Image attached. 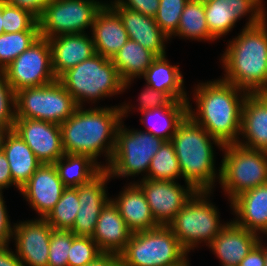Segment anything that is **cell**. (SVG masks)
<instances>
[{
    "mask_svg": "<svg viewBox=\"0 0 267 266\" xmlns=\"http://www.w3.org/2000/svg\"><path fill=\"white\" fill-rule=\"evenodd\" d=\"M122 266H175L188 252L168 226L132 233L125 249L119 254Z\"/></svg>",
    "mask_w": 267,
    "mask_h": 266,
    "instance_id": "obj_8",
    "label": "cell"
},
{
    "mask_svg": "<svg viewBox=\"0 0 267 266\" xmlns=\"http://www.w3.org/2000/svg\"><path fill=\"white\" fill-rule=\"evenodd\" d=\"M120 191L119 196L110 198L132 233L148 231L159 225L153 218L142 189L130 182Z\"/></svg>",
    "mask_w": 267,
    "mask_h": 266,
    "instance_id": "obj_25",
    "label": "cell"
},
{
    "mask_svg": "<svg viewBox=\"0 0 267 266\" xmlns=\"http://www.w3.org/2000/svg\"><path fill=\"white\" fill-rule=\"evenodd\" d=\"M40 31H21L0 35V71H3L38 38Z\"/></svg>",
    "mask_w": 267,
    "mask_h": 266,
    "instance_id": "obj_35",
    "label": "cell"
},
{
    "mask_svg": "<svg viewBox=\"0 0 267 266\" xmlns=\"http://www.w3.org/2000/svg\"><path fill=\"white\" fill-rule=\"evenodd\" d=\"M135 183L142 189L156 223L168 226L176 214L189 202L197 190L189 183L142 178Z\"/></svg>",
    "mask_w": 267,
    "mask_h": 266,
    "instance_id": "obj_14",
    "label": "cell"
},
{
    "mask_svg": "<svg viewBox=\"0 0 267 266\" xmlns=\"http://www.w3.org/2000/svg\"><path fill=\"white\" fill-rule=\"evenodd\" d=\"M122 19L130 40L136 41L157 56L166 55L165 42L170 40L155 22V18L126 7H112Z\"/></svg>",
    "mask_w": 267,
    "mask_h": 266,
    "instance_id": "obj_24",
    "label": "cell"
},
{
    "mask_svg": "<svg viewBox=\"0 0 267 266\" xmlns=\"http://www.w3.org/2000/svg\"><path fill=\"white\" fill-rule=\"evenodd\" d=\"M260 239L259 234L244 229L231 220L208 248L212 249L221 265H239Z\"/></svg>",
    "mask_w": 267,
    "mask_h": 266,
    "instance_id": "obj_23",
    "label": "cell"
},
{
    "mask_svg": "<svg viewBox=\"0 0 267 266\" xmlns=\"http://www.w3.org/2000/svg\"><path fill=\"white\" fill-rule=\"evenodd\" d=\"M8 130L0 126V149L2 147V142L4 139V135L6 134Z\"/></svg>",
    "mask_w": 267,
    "mask_h": 266,
    "instance_id": "obj_49",
    "label": "cell"
},
{
    "mask_svg": "<svg viewBox=\"0 0 267 266\" xmlns=\"http://www.w3.org/2000/svg\"><path fill=\"white\" fill-rule=\"evenodd\" d=\"M156 57L157 55L149 49L128 39L112 59L123 81V92L129 88L136 77L140 78L145 73Z\"/></svg>",
    "mask_w": 267,
    "mask_h": 266,
    "instance_id": "obj_29",
    "label": "cell"
},
{
    "mask_svg": "<svg viewBox=\"0 0 267 266\" xmlns=\"http://www.w3.org/2000/svg\"><path fill=\"white\" fill-rule=\"evenodd\" d=\"M247 94L221 78L198 83L193 93L196 108L188 101L187 115L223 145L237 143Z\"/></svg>",
    "mask_w": 267,
    "mask_h": 266,
    "instance_id": "obj_2",
    "label": "cell"
},
{
    "mask_svg": "<svg viewBox=\"0 0 267 266\" xmlns=\"http://www.w3.org/2000/svg\"><path fill=\"white\" fill-rule=\"evenodd\" d=\"M65 188L55 165L41 164L20 189V193L38 213V218H45L60 200Z\"/></svg>",
    "mask_w": 267,
    "mask_h": 266,
    "instance_id": "obj_18",
    "label": "cell"
},
{
    "mask_svg": "<svg viewBox=\"0 0 267 266\" xmlns=\"http://www.w3.org/2000/svg\"><path fill=\"white\" fill-rule=\"evenodd\" d=\"M160 0H112L111 7H126L144 15L155 17L158 12Z\"/></svg>",
    "mask_w": 267,
    "mask_h": 266,
    "instance_id": "obj_42",
    "label": "cell"
},
{
    "mask_svg": "<svg viewBox=\"0 0 267 266\" xmlns=\"http://www.w3.org/2000/svg\"><path fill=\"white\" fill-rule=\"evenodd\" d=\"M175 266H190L188 257L182 263H179Z\"/></svg>",
    "mask_w": 267,
    "mask_h": 266,
    "instance_id": "obj_51",
    "label": "cell"
},
{
    "mask_svg": "<svg viewBox=\"0 0 267 266\" xmlns=\"http://www.w3.org/2000/svg\"><path fill=\"white\" fill-rule=\"evenodd\" d=\"M107 1L52 0L38 18L40 37L86 33L93 26L96 13Z\"/></svg>",
    "mask_w": 267,
    "mask_h": 266,
    "instance_id": "obj_11",
    "label": "cell"
},
{
    "mask_svg": "<svg viewBox=\"0 0 267 266\" xmlns=\"http://www.w3.org/2000/svg\"><path fill=\"white\" fill-rule=\"evenodd\" d=\"M131 235L132 232L117 207L111 200L108 201L100 212L92 239L102 252L120 254L125 249Z\"/></svg>",
    "mask_w": 267,
    "mask_h": 266,
    "instance_id": "obj_26",
    "label": "cell"
},
{
    "mask_svg": "<svg viewBox=\"0 0 267 266\" xmlns=\"http://www.w3.org/2000/svg\"><path fill=\"white\" fill-rule=\"evenodd\" d=\"M78 187H66L60 200L44 218L53 229L70 230L79 209Z\"/></svg>",
    "mask_w": 267,
    "mask_h": 266,
    "instance_id": "obj_34",
    "label": "cell"
},
{
    "mask_svg": "<svg viewBox=\"0 0 267 266\" xmlns=\"http://www.w3.org/2000/svg\"><path fill=\"white\" fill-rule=\"evenodd\" d=\"M52 0H3L8 5L19 7L31 12L34 16L39 18L44 9Z\"/></svg>",
    "mask_w": 267,
    "mask_h": 266,
    "instance_id": "obj_44",
    "label": "cell"
},
{
    "mask_svg": "<svg viewBox=\"0 0 267 266\" xmlns=\"http://www.w3.org/2000/svg\"><path fill=\"white\" fill-rule=\"evenodd\" d=\"M16 256L24 266H48L52 226L44 218L13 224Z\"/></svg>",
    "mask_w": 267,
    "mask_h": 266,
    "instance_id": "obj_16",
    "label": "cell"
},
{
    "mask_svg": "<svg viewBox=\"0 0 267 266\" xmlns=\"http://www.w3.org/2000/svg\"><path fill=\"white\" fill-rule=\"evenodd\" d=\"M52 70L58 78L66 70L90 59L95 53L92 36L87 33H74L49 39Z\"/></svg>",
    "mask_w": 267,
    "mask_h": 266,
    "instance_id": "obj_22",
    "label": "cell"
},
{
    "mask_svg": "<svg viewBox=\"0 0 267 266\" xmlns=\"http://www.w3.org/2000/svg\"><path fill=\"white\" fill-rule=\"evenodd\" d=\"M238 226L267 235V183L242 192L230 201Z\"/></svg>",
    "mask_w": 267,
    "mask_h": 266,
    "instance_id": "obj_21",
    "label": "cell"
},
{
    "mask_svg": "<svg viewBox=\"0 0 267 266\" xmlns=\"http://www.w3.org/2000/svg\"><path fill=\"white\" fill-rule=\"evenodd\" d=\"M189 0H160L155 22L169 38L177 32L181 14Z\"/></svg>",
    "mask_w": 267,
    "mask_h": 266,
    "instance_id": "obj_37",
    "label": "cell"
},
{
    "mask_svg": "<svg viewBox=\"0 0 267 266\" xmlns=\"http://www.w3.org/2000/svg\"><path fill=\"white\" fill-rule=\"evenodd\" d=\"M111 180L110 173L103 168L89 182L78 187L79 209L73 227L70 229L76 236L94 234L98 217L102 208L110 201L107 196V181Z\"/></svg>",
    "mask_w": 267,
    "mask_h": 266,
    "instance_id": "obj_17",
    "label": "cell"
},
{
    "mask_svg": "<svg viewBox=\"0 0 267 266\" xmlns=\"http://www.w3.org/2000/svg\"><path fill=\"white\" fill-rule=\"evenodd\" d=\"M85 266H122V262L119 254L103 252Z\"/></svg>",
    "mask_w": 267,
    "mask_h": 266,
    "instance_id": "obj_47",
    "label": "cell"
},
{
    "mask_svg": "<svg viewBox=\"0 0 267 266\" xmlns=\"http://www.w3.org/2000/svg\"><path fill=\"white\" fill-rule=\"evenodd\" d=\"M73 241L71 230L53 229L50 237L48 266H68V253Z\"/></svg>",
    "mask_w": 267,
    "mask_h": 266,
    "instance_id": "obj_39",
    "label": "cell"
},
{
    "mask_svg": "<svg viewBox=\"0 0 267 266\" xmlns=\"http://www.w3.org/2000/svg\"><path fill=\"white\" fill-rule=\"evenodd\" d=\"M264 249H265V264H264V266H267V244L264 242Z\"/></svg>",
    "mask_w": 267,
    "mask_h": 266,
    "instance_id": "obj_52",
    "label": "cell"
},
{
    "mask_svg": "<svg viewBox=\"0 0 267 266\" xmlns=\"http://www.w3.org/2000/svg\"><path fill=\"white\" fill-rule=\"evenodd\" d=\"M0 266H24L9 245L0 247Z\"/></svg>",
    "mask_w": 267,
    "mask_h": 266,
    "instance_id": "obj_48",
    "label": "cell"
},
{
    "mask_svg": "<svg viewBox=\"0 0 267 266\" xmlns=\"http://www.w3.org/2000/svg\"><path fill=\"white\" fill-rule=\"evenodd\" d=\"M138 108L140 112L143 110H149L154 108H160L167 106L172 100L161 91L151 88L145 85L141 94L138 97Z\"/></svg>",
    "mask_w": 267,
    "mask_h": 266,
    "instance_id": "obj_41",
    "label": "cell"
},
{
    "mask_svg": "<svg viewBox=\"0 0 267 266\" xmlns=\"http://www.w3.org/2000/svg\"><path fill=\"white\" fill-rule=\"evenodd\" d=\"M145 178L162 181H177L182 178L179 161L171 141H165L154 155Z\"/></svg>",
    "mask_w": 267,
    "mask_h": 266,
    "instance_id": "obj_33",
    "label": "cell"
},
{
    "mask_svg": "<svg viewBox=\"0 0 267 266\" xmlns=\"http://www.w3.org/2000/svg\"><path fill=\"white\" fill-rule=\"evenodd\" d=\"M7 82L14 92L38 87L57 80L52 70L49 40L39 37L4 70Z\"/></svg>",
    "mask_w": 267,
    "mask_h": 266,
    "instance_id": "obj_12",
    "label": "cell"
},
{
    "mask_svg": "<svg viewBox=\"0 0 267 266\" xmlns=\"http://www.w3.org/2000/svg\"><path fill=\"white\" fill-rule=\"evenodd\" d=\"M65 187L77 188L89 182L103 168L88 155L65 153L54 163Z\"/></svg>",
    "mask_w": 267,
    "mask_h": 266,
    "instance_id": "obj_31",
    "label": "cell"
},
{
    "mask_svg": "<svg viewBox=\"0 0 267 266\" xmlns=\"http://www.w3.org/2000/svg\"><path fill=\"white\" fill-rule=\"evenodd\" d=\"M57 80L66 88L78 106L123 93V81L112 59L94 54L62 73ZM84 102V103H83ZM84 104V105H83Z\"/></svg>",
    "mask_w": 267,
    "mask_h": 266,
    "instance_id": "obj_5",
    "label": "cell"
},
{
    "mask_svg": "<svg viewBox=\"0 0 267 266\" xmlns=\"http://www.w3.org/2000/svg\"><path fill=\"white\" fill-rule=\"evenodd\" d=\"M91 32L95 53L108 59H113L129 39L122 19L108 2L96 13Z\"/></svg>",
    "mask_w": 267,
    "mask_h": 266,
    "instance_id": "obj_20",
    "label": "cell"
},
{
    "mask_svg": "<svg viewBox=\"0 0 267 266\" xmlns=\"http://www.w3.org/2000/svg\"><path fill=\"white\" fill-rule=\"evenodd\" d=\"M222 266H238V265H222Z\"/></svg>",
    "mask_w": 267,
    "mask_h": 266,
    "instance_id": "obj_53",
    "label": "cell"
},
{
    "mask_svg": "<svg viewBox=\"0 0 267 266\" xmlns=\"http://www.w3.org/2000/svg\"><path fill=\"white\" fill-rule=\"evenodd\" d=\"M128 104L124 102L117 106L89 109L79 106L60 124L64 152L88 155L102 168H106L114 152L117 128L134 109L132 104ZM101 154L106 158L103 165L97 160Z\"/></svg>",
    "mask_w": 267,
    "mask_h": 266,
    "instance_id": "obj_1",
    "label": "cell"
},
{
    "mask_svg": "<svg viewBox=\"0 0 267 266\" xmlns=\"http://www.w3.org/2000/svg\"><path fill=\"white\" fill-rule=\"evenodd\" d=\"M1 149L8 160L13 185L20 192L41 163L32 149L13 129L8 130L4 135Z\"/></svg>",
    "mask_w": 267,
    "mask_h": 266,
    "instance_id": "obj_27",
    "label": "cell"
},
{
    "mask_svg": "<svg viewBox=\"0 0 267 266\" xmlns=\"http://www.w3.org/2000/svg\"><path fill=\"white\" fill-rule=\"evenodd\" d=\"M237 143L267 151V93H248L242 108L241 130Z\"/></svg>",
    "mask_w": 267,
    "mask_h": 266,
    "instance_id": "obj_19",
    "label": "cell"
},
{
    "mask_svg": "<svg viewBox=\"0 0 267 266\" xmlns=\"http://www.w3.org/2000/svg\"><path fill=\"white\" fill-rule=\"evenodd\" d=\"M220 187L228 201L244 191L267 183V151L250 149L238 143L224 144Z\"/></svg>",
    "mask_w": 267,
    "mask_h": 266,
    "instance_id": "obj_7",
    "label": "cell"
},
{
    "mask_svg": "<svg viewBox=\"0 0 267 266\" xmlns=\"http://www.w3.org/2000/svg\"><path fill=\"white\" fill-rule=\"evenodd\" d=\"M3 191L0 192V247L10 244L12 241L14 226L11 225L10 216L7 213Z\"/></svg>",
    "mask_w": 267,
    "mask_h": 266,
    "instance_id": "obj_43",
    "label": "cell"
},
{
    "mask_svg": "<svg viewBox=\"0 0 267 266\" xmlns=\"http://www.w3.org/2000/svg\"><path fill=\"white\" fill-rule=\"evenodd\" d=\"M103 252L90 236H76L68 253V266H85L95 260Z\"/></svg>",
    "mask_w": 267,
    "mask_h": 266,
    "instance_id": "obj_38",
    "label": "cell"
},
{
    "mask_svg": "<svg viewBox=\"0 0 267 266\" xmlns=\"http://www.w3.org/2000/svg\"><path fill=\"white\" fill-rule=\"evenodd\" d=\"M74 98L58 81L15 92V117L61 124L78 108Z\"/></svg>",
    "mask_w": 267,
    "mask_h": 266,
    "instance_id": "obj_10",
    "label": "cell"
},
{
    "mask_svg": "<svg viewBox=\"0 0 267 266\" xmlns=\"http://www.w3.org/2000/svg\"><path fill=\"white\" fill-rule=\"evenodd\" d=\"M173 36L204 42L216 40L209 32L203 0H189L186 3Z\"/></svg>",
    "mask_w": 267,
    "mask_h": 266,
    "instance_id": "obj_32",
    "label": "cell"
},
{
    "mask_svg": "<svg viewBox=\"0 0 267 266\" xmlns=\"http://www.w3.org/2000/svg\"><path fill=\"white\" fill-rule=\"evenodd\" d=\"M2 25H3L2 3H0V35L4 33V29Z\"/></svg>",
    "mask_w": 267,
    "mask_h": 266,
    "instance_id": "obj_50",
    "label": "cell"
},
{
    "mask_svg": "<svg viewBox=\"0 0 267 266\" xmlns=\"http://www.w3.org/2000/svg\"><path fill=\"white\" fill-rule=\"evenodd\" d=\"M123 120L116 131L115 148L108 166L110 177L147 176L151 160L165 142L150 132L127 129Z\"/></svg>",
    "mask_w": 267,
    "mask_h": 266,
    "instance_id": "obj_9",
    "label": "cell"
},
{
    "mask_svg": "<svg viewBox=\"0 0 267 266\" xmlns=\"http://www.w3.org/2000/svg\"><path fill=\"white\" fill-rule=\"evenodd\" d=\"M262 239L263 238H261L252 250L243 258L238 266H264L265 249Z\"/></svg>",
    "mask_w": 267,
    "mask_h": 266,
    "instance_id": "obj_45",
    "label": "cell"
},
{
    "mask_svg": "<svg viewBox=\"0 0 267 266\" xmlns=\"http://www.w3.org/2000/svg\"><path fill=\"white\" fill-rule=\"evenodd\" d=\"M203 1L209 32L216 40L232 31L236 22L247 14H249L248 22L244 27L257 25L267 17L264 0Z\"/></svg>",
    "mask_w": 267,
    "mask_h": 266,
    "instance_id": "obj_13",
    "label": "cell"
},
{
    "mask_svg": "<svg viewBox=\"0 0 267 266\" xmlns=\"http://www.w3.org/2000/svg\"><path fill=\"white\" fill-rule=\"evenodd\" d=\"M15 118V92L7 82L4 71H0V126L13 129Z\"/></svg>",
    "mask_w": 267,
    "mask_h": 266,
    "instance_id": "obj_40",
    "label": "cell"
},
{
    "mask_svg": "<svg viewBox=\"0 0 267 266\" xmlns=\"http://www.w3.org/2000/svg\"><path fill=\"white\" fill-rule=\"evenodd\" d=\"M170 141L174 146L185 182L197 191H213L215 179L220 180L221 173V167L218 173L215 169L213 144L218 146L220 151L224 145L188 115L177 126Z\"/></svg>",
    "mask_w": 267,
    "mask_h": 266,
    "instance_id": "obj_4",
    "label": "cell"
},
{
    "mask_svg": "<svg viewBox=\"0 0 267 266\" xmlns=\"http://www.w3.org/2000/svg\"><path fill=\"white\" fill-rule=\"evenodd\" d=\"M13 130L32 149L41 164H54L65 154L60 124L15 118Z\"/></svg>",
    "mask_w": 267,
    "mask_h": 266,
    "instance_id": "obj_15",
    "label": "cell"
},
{
    "mask_svg": "<svg viewBox=\"0 0 267 266\" xmlns=\"http://www.w3.org/2000/svg\"><path fill=\"white\" fill-rule=\"evenodd\" d=\"M10 186H13L10 167L6 155L2 149H0V192Z\"/></svg>",
    "mask_w": 267,
    "mask_h": 266,
    "instance_id": "obj_46",
    "label": "cell"
},
{
    "mask_svg": "<svg viewBox=\"0 0 267 266\" xmlns=\"http://www.w3.org/2000/svg\"><path fill=\"white\" fill-rule=\"evenodd\" d=\"M212 191H197L168 224L189 253L201 242L209 246L228 222H220V212L210 200ZM209 196V197H208Z\"/></svg>",
    "mask_w": 267,
    "mask_h": 266,
    "instance_id": "obj_6",
    "label": "cell"
},
{
    "mask_svg": "<svg viewBox=\"0 0 267 266\" xmlns=\"http://www.w3.org/2000/svg\"><path fill=\"white\" fill-rule=\"evenodd\" d=\"M2 17L4 33L40 31L38 18L28 10L2 2Z\"/></svg>",
    "mask_w": 267,
    "mask_h": 266,
    "instance_id": "obj_36",
    "label": "cell"
},
{
    "mask_svg": "<svg viewBox=\"0 0 267 266\" xmlns=\"http://www.w3.org/2000/svg\"><path fill=\"white\" fill-rule=\"evenodd\" d=\"M187 110L188 101H171L167 106L141 111L140 122L146 127L144 131L170 141L177 126L187 116Z\"/></svg>",
    "mask_w": 267,
    "mask_h": 266,
    "instance_id": "obj_30",
    "label": "cell"
},
{
    "mask_svg": "<svg viewBox=\"0 0 267 266\" xmlns=\"http://www.w3.org/2000/svg\"><path fill=\"white\" fill-rule=\"evenodd\" d=\"M166 56H157L140 79L144 78L147 86L164 92L172 101H189L179 65H171Z\"/></svg>",
    "mask_w": 267,
    "mask_h": 266,
    "instance_id": "obj_28",
    "label": "cell"
},
{
    "mask_svg": "<svg viewBox=\"0 0 267 266\" xmlns=\"http://www.w3.org/2000/svg\"><path fill=\"white\" fill-rule=\"evenodd\" d=\"M221 56L222 80L247 93H267V17L244 27Z\"/></svg>",
    "mask_w": 267,
    "mask_h": 266,
    "instance_id": "obj_3",
    "label": "cell"
}]
</instances>
